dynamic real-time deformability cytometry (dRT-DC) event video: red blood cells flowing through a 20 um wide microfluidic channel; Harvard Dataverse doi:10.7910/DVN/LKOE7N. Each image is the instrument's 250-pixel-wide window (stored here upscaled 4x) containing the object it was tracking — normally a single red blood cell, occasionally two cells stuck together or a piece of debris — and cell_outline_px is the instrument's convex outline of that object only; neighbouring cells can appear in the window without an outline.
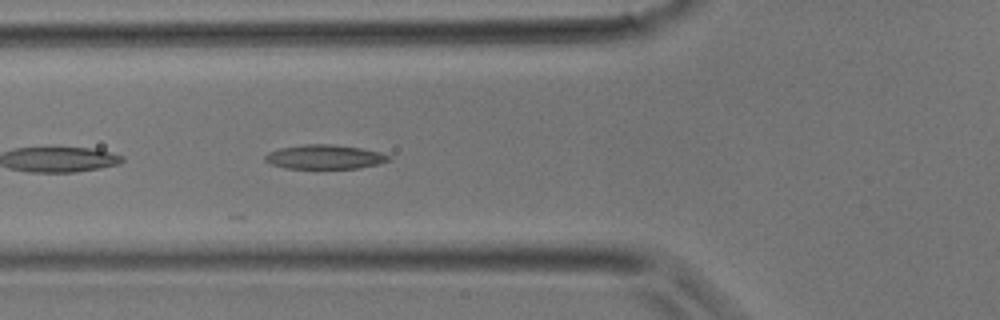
{"species": "common noctule bat (a hibernating species)", "species_latin": "Nyctalus noctula", "temperature_condition": "room temperature", "stored_images_in_passage": 9, "camera_frame_rate_fps": 3000, "um_per_image_px": 0.085, "animal": {"sex": "male", "body_mass_g": 17.9}, "frame": {"image": 1, "passage_image": 4, "time_ms": 1.0, "image_size_px": [1000, 320], "cell_outline_px": [[392, 160], [380, 164], [360, 168], [284, 168], [272, 164], [264, 160], [264, 156], [268, 152], [280, 148], [304, 144], [332, 144], [360, 148], [380, 152], [392, 156]], "centroid_in_image_um": [27.64, 13.34], "position_along_channel_um": 98.2, "area_um2": 17.57}}
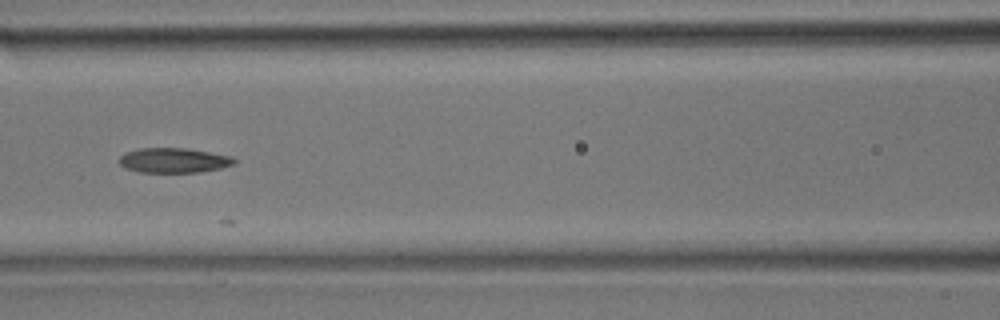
{"frame": {"image": 2, "passage_image": 7, "time_ms": 2.0, "image_size_px": [1000, 320], "cell_outline_px": [[236, 164], [220, 168], [200, 172], [140, 172], [124, 168], [120, 164], [120, 156], [124, 152], [140, 148], [184, 148], [208, 152], [228, 156], [236, 160]], "centroid_in_image_um": [14.73, 13.63], "position_along_channel_um": 151.9, "area_um2": 16.53}}